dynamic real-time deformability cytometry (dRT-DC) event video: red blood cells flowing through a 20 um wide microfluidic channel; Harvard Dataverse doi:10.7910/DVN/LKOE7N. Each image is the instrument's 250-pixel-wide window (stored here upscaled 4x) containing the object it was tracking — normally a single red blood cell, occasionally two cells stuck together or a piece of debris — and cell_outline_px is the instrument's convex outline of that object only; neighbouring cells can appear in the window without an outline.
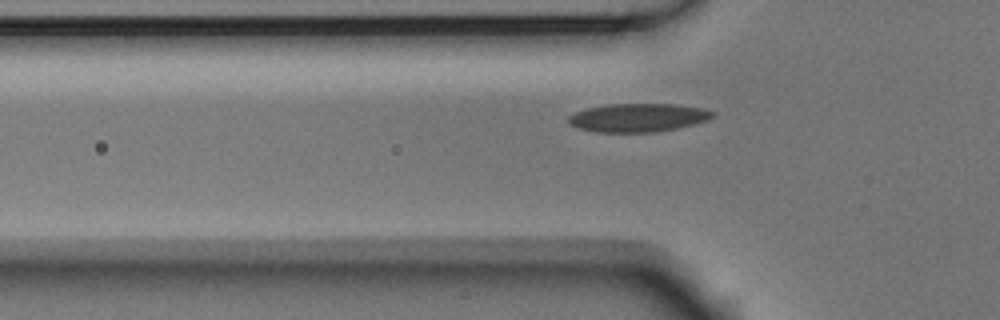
{"species": "Egyptian fruit bat (a non-hibernating species)", "species_latin": "Rousettus aegyptiacus", "temperature_condition": "room temperature", "stored_images_in_passage": 39, "camera_frame_rate_fps": 3000, "um_per_image_px": 0.085, "animal": {"sex": "male"}, "frame": {"image": 1, "passage_image": 10, "time_ms": 3.0, "image_size_px": [1000, 320], "cell_outline_px": [[716, 112], [708, 120], [676, 128], [656, 132], [596, 132], [576, 128], [568, 124], [568, 116], [576, 112], [588, 108], [608, 104], [676, 104], [704, 108]], "centroid_in_image_um": [54.21, 10.0], "position_along_channel_um": 71.6, "area_um2": 23.93}}
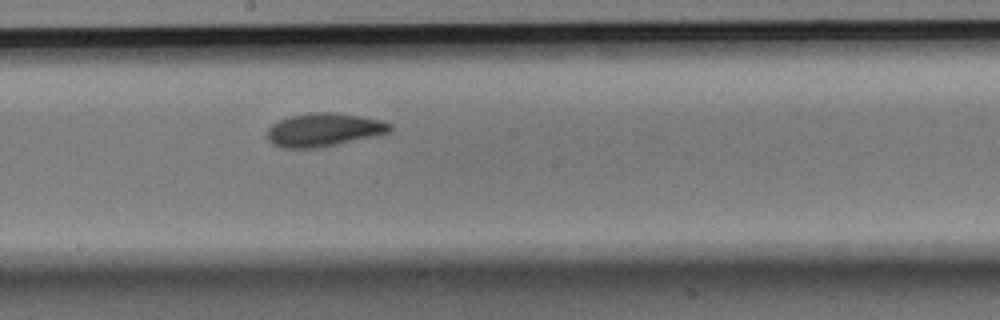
{"frame": {"image": 2, "passage_image": 22, "time_ms": 7.0, "image_size_px": [1000, 320], "cell_outline_px": [[392, 128], [388, 132], [376, 136], [316, 148], [284, 148], [272, 144], [268, 140], [268, 128], [276, 120], [288, 116], [312, 112], [332, 112], [360, 116], [380, 120], [392, 124]], "centroid_in_image_um": [27.49, 11.02], "position_along_channel_um": 220.7, "area_um2": 23.87}}
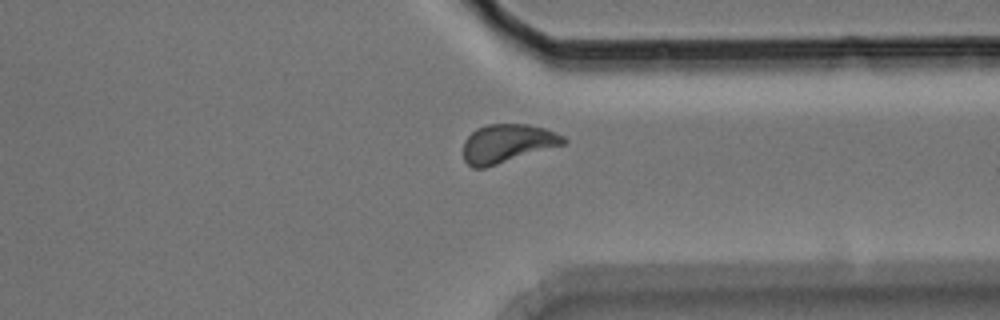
{"frame": {"image": 3, "passage_image": 34, "time_ms": 11.0, "image_size_px": [1000, 320], "cell_outline_px": [[568, 144], [484, 168], [472, 168], [464, 160], [464, 140], [476, 128], [488, 124], [528, 124], [544, 128], [556, 132], [564, 136], [568, 140]], "centroid_in_image_um": [43.17, 12.19], "position_along_channel_um": 368.2, "area_um2": 22.77}}